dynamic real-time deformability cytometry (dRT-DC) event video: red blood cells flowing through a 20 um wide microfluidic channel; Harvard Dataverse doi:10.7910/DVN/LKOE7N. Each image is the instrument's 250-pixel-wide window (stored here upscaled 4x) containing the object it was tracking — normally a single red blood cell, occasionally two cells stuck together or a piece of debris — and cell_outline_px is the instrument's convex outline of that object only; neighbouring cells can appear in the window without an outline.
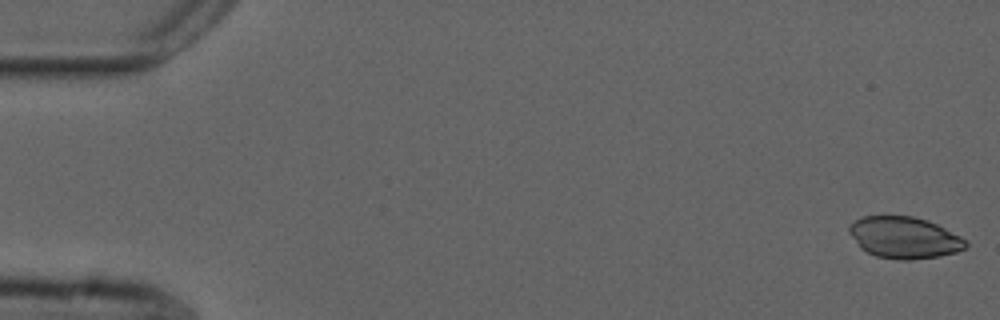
{"species": "common noctule bat (a hibernating species)", "species_latin": "Nyctalus noctula", "temperature_condition": "cold", "stored_images_in_passage": 51, "camera_frame_rate_fps": 3000, "um_per_image_px": 0.085, "animal": {"sex": "male", "forearm_length_mm": 52.5}, "frame": {"image": 1, "passage_image": 1, "time_ms": 0.0, "image_size_px": [1000, 320], "cell_outline_px": [[968, 244], [964, 248], [956, 252], [940, 256], [912, 260], [900, 260], [876, 256], [860, 248], [848, 232], [848, 228], [856, 220], [864, 216], [912, 216], [928, 220], [968, 240]], "centroid_in_image_um": [76.87, 20.2], "position_along_channel_um": 8.1, "area_um2": 28.21}}
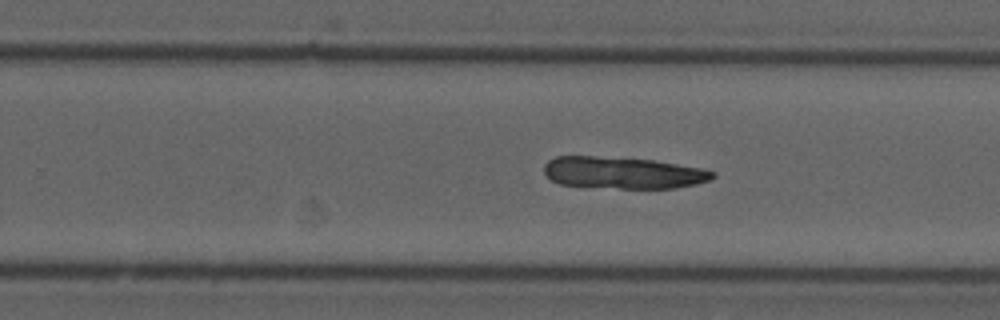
{"frame": {"image": 2, "passage_image": 34, "time_ms": 11.0, "image_size_px": [1000, 320], "cell_outline_px": [[716, 176], [708, 180], [696, 184], [676, 188], [620, 188], [560, 184], [552, 180], [544, 172], [544, 164], [548, 160], [556, 156], [592, 156], [652, 160], [704, 168], [716, 172]], "centroid_in_image_um": [52.98, 14.68], "position_along_channel_um": 276.8, "area_um2": 31.1}}